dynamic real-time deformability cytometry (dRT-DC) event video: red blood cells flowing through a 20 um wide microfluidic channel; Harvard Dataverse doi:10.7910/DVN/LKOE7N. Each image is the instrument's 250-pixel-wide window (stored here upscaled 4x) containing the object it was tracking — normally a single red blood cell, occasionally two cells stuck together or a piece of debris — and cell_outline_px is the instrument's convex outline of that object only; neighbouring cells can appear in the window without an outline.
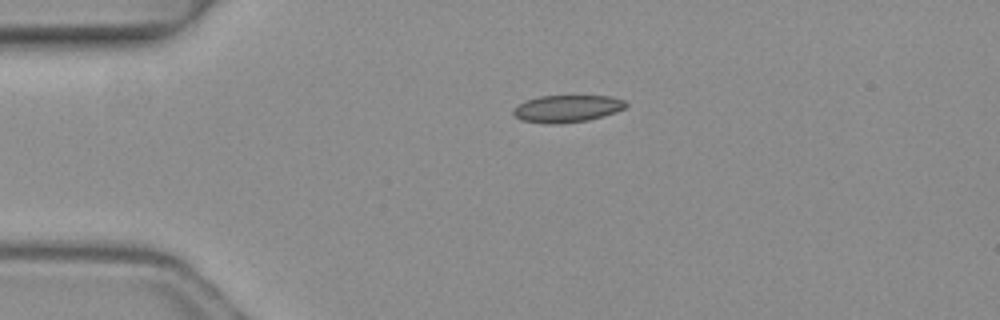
{"species": "common noctule bat (a hibernating species)", "species_latin": "Nyctalus noctula", "temperature_condition": "warm", "stored_images_in_passage": 2, "camera_frame_rate_fps": 3000, "um_per_image_px": 0.085, "animal": {"sex": "female", "body_mass_g": 19.3, "forearm_length_mm": 54.1}, "frame": {"image": 1, "passage_image": 1, "time_ms": 0.0, "image_size_px": [1000, 320], "cell_outline_px": [[628, 104], [624, 108], [616, 112], [604, 116], [588, 120], [560, 124], [548, 124], [520, 120], [512, 112], [512, 108], [524, 100], [540, 96], [612, 96], [624, 100]], "centroid_in_image_um": [48.18, 9.23], "position_along_channel_um": 36.8, "area_um2": 18.03}}